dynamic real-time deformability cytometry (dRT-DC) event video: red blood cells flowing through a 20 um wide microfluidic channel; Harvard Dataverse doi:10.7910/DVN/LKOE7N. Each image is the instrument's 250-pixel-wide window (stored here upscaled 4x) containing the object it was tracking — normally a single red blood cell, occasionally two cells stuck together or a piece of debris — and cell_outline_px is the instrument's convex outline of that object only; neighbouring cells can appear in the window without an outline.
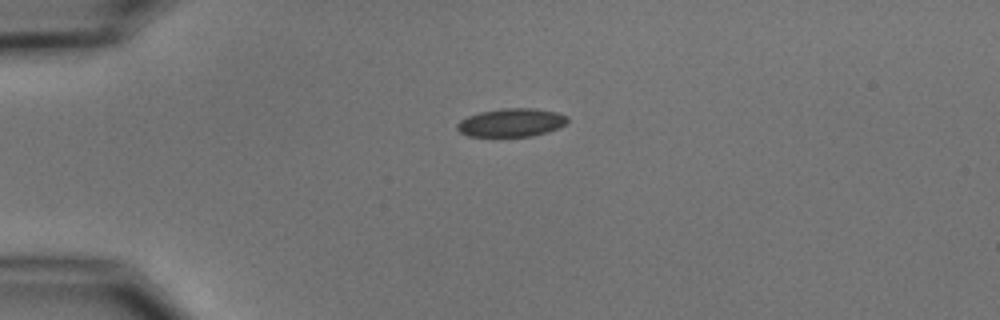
{"species": "common noctule bat (a hibernating species)", "species_latin": "Nyctalus noctula", "temperature_condition": "cold", "stored_images_in_passage": 2, "camera_frame_rate_fps": 3000, "um_per_image_px": 0.085, "animal": {"sex": "male", "body_mass_g": 15.6}, "frame": {"image": 1, "passage_image": 1, "time_ms": 0.0, "image_size_px": [1000, 320], "cell_outline_px": [[568, 120], [560, 128], [548, 132], [532, 136], [468, 136], [460, 132], [456, 128], [456, 124], [460, 120], [468, 116], [480, 112], [504, 108], [536, 108], [556, 112], [568, 116]], "centroid_in_image_um": [43.48, 10.42], "position_along_channel_um": 41.5, "area_um2": 18.26}}